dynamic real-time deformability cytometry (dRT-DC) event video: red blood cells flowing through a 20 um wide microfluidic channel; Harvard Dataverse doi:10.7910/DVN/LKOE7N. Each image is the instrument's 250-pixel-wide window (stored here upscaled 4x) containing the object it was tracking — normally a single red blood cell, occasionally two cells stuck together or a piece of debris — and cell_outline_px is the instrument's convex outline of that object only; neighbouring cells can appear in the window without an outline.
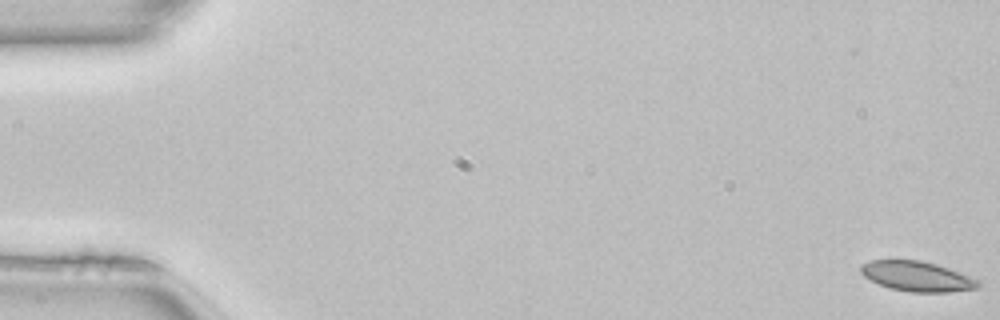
{"species": "common noctule bat (a hibernating species)", "species_latin": "Nyctalus noctula", "temperature_condition": "room temperature", "stored_images_in_passage": 52, "camera_frame_rate_fps": 3000, "um_per_image_px": 0.085, "animal": {"sex": "female", "body_mass_g": 22.7, "forearm_length_mm": 54.2}, "frame": {"image": 1, "passage_image": 1, "time_ms": 0.0, "image_size_px": [1000, 320], "cell_outline_px": [[980, 284], [976, 288], [948, 292], [912, 292], [888, 288], [864, 276], [860, 272], [860, 264], [868, 260], [920, 260], [936, 264], [948, 268], [980, 280]], "centroid_in_image_um": [77.92, 23.48], "position_along_channel_um": 7.1, "area_um2": 20.46}}
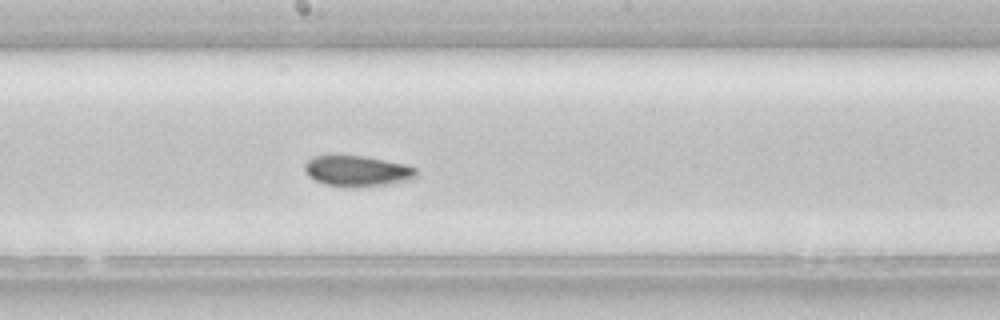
{"frame": {"image": 2, "passage_image": 28, "time_ms": 9.0, "image_size_px": [1000, 320], "cell_outline_px": [[416, 176], [412, 180], [360, 188], [352, 188], [324, 184], [308, 176], [304, 168], [304, 164], [312, 156], [328, 152], [364, 156], [404, 164], [416, 168]], "centroid_in_image_um": [30.29, 14.5], "position_along_channel_um": 217.9, "area_um2": 20.81}}
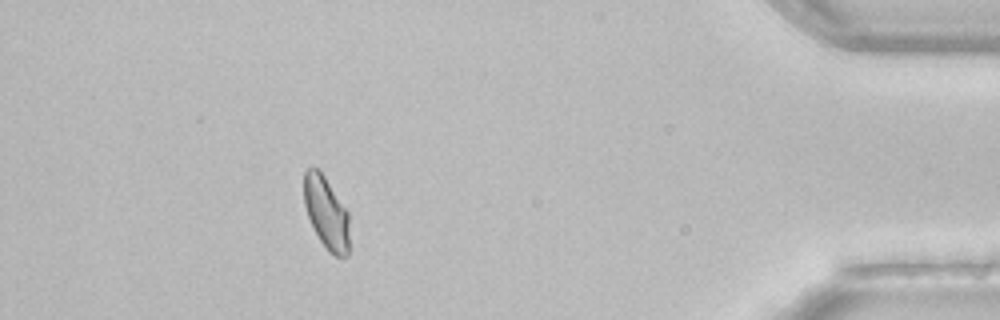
{"frame": {"image": 3, "passage_image": 46, "time_ms": 15.0, "image_size_px": [1000, 320], "cell_outline_px": [[348, 256], [336, 256], [328, 252], [320, 240], [308, 216], [304, 204], [304, 172], [308, 168], [316, 168], [324, 176], [348, 212]], "centroid_in_image_um": [27.73, 18.1], "position_along_channel_um": 407.5, "area_um2": 18.73}, "authors_computed_cell_mechanics": {"area_um2": 20.23, "velocity_mm_per_s": 4.0629, "shape_relaxation_time_tau1_ms": null, "shape_relaxation_time_tau2_ms": 2.2453, "deformation_change_tau1": null, "deformation_change_tau2": 0.0469}}